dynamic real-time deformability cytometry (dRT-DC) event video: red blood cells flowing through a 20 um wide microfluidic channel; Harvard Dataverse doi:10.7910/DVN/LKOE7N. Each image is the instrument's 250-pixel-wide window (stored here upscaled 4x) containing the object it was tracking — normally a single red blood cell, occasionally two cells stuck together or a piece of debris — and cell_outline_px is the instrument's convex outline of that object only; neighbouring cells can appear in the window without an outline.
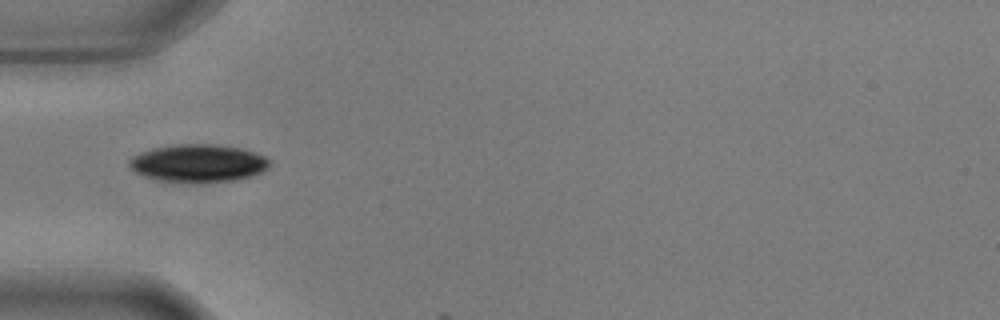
{"species": "common noctule bat (a hibernating species)", "species_latin": "Nyctalus noctula", "temperature_condition": "warm", "stored_images_in_passage": 2, "camera_frame_rate_fps": 3000, "um_per_image_px": 0.085, "animal": {"sex": "male", "body_mass_g": 17.9, "forearm_length_mm": 54.2}, "frame": {"image": 1, "passage_image": 1, "time_ms": 0.0, "image_size_px": [1000, 320], "cell_outline_px": [[272, 164], [264, 172], [252, 176], [236, 180], [156, 180], [144, 176], [136, 172], [128, 164], [128, 160], [132, 156], [140, 152], [152, 148], [172, 144], [216, 144], [240, 148], [256, 152], [264, 156]], "centroid_in_image_um": [16.86, 13.83], "position_along_channel_um": 68.1, "area_um2": 30.46}}